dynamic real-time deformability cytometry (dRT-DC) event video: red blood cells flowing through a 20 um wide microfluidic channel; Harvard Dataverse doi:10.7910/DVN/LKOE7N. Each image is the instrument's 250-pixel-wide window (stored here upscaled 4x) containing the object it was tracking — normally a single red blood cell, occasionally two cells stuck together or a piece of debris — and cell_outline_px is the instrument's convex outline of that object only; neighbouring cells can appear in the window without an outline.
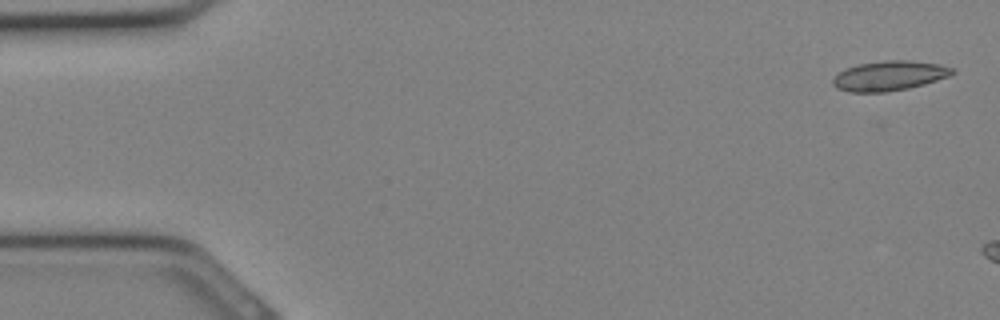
{"species": "Egyptian fruit bat (a non-hibernating species)", "species_latin": "Rousettus aegyptiacus", "temperature_condition": "cold", "stored_images_in_passage": 5, "camera_frame_rate_fps": 3000, "um_per_image_px": 0.085, "animal": {"sex": "female"}, "frame": {"image": 1, "passage_image": 1, "time_ms": 0.0, "image_size_px": [1000, 320], "cell_outline_px": [[956, 72], [948, 76], [924, 84], [908, 88], [884, 92], [848, 92], [836, 88], [832, 84], [832, 80], [844, 68], [856, 64], [884, 60], [908, 60], [940, 64], [952, 68]], "centroid_in_image_um": [75.56, 6.43], "position_along_channel_um": 9.4, "area_um2": 20.75}}